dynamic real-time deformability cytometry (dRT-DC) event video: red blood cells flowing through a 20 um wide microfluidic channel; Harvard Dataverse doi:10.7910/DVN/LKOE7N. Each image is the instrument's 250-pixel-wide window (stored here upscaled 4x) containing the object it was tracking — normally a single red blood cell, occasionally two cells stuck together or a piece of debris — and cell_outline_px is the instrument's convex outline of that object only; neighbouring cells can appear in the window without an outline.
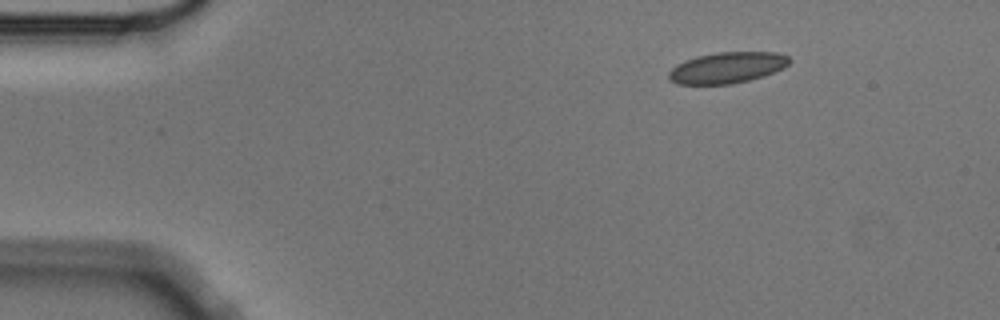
{"species": "Egyptian fruit bat (a non-hibernating species)", "species_latin": "Rousettus aegyptiacus", "temperature_condition": "cold", "stored_images_in_passage": 2, "camera_frame_rate_fps": 3000, "um_per_image_px": 0.085, "animal": {"sex": "male"}, "frame": {"image": 1, "passage_image": 1, "time_ms": 0.0, "image_size_px": [1000, 320], "cell_outline_px": [[792, 60], [784, 68], [764, 76], [732, 84], [676, 84], [668, 76], [668, 72], [676, 64], [684, 60], [696, 56], [716, 52], [776, 52], [788, 56]], "centroid_in_image_um": [61.81, 5.74], "position_along_channel_um": 23.2, "area_um2": 21.96}}